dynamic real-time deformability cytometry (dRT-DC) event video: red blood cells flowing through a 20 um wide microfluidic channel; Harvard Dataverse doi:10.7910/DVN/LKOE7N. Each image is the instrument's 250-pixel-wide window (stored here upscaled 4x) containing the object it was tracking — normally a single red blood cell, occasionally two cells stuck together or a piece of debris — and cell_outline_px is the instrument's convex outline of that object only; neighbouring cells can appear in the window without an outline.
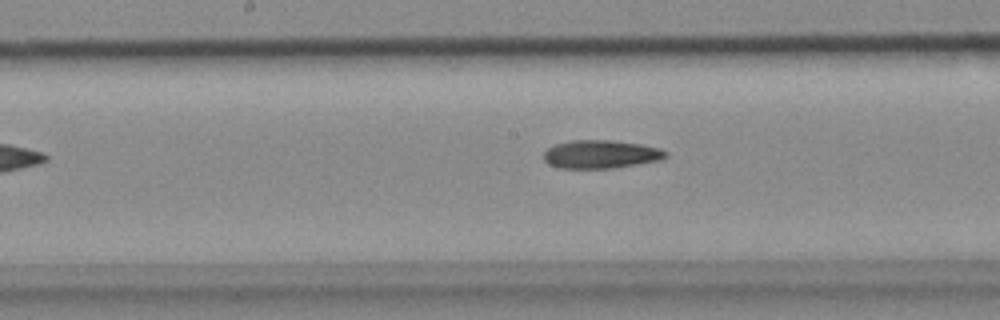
{"species": "common noctule bat (a hibernating species)", "species_latin": "Nyctalus noctula", "temperature_condition": "cold", "stored_images_in_passage": 16, "camera_frame_rate_fps": 3000, "um_per_image_px": 0.085, "animal": {"sex": "female", "body_mass_g": 18.4}, "frame": {"image": 1, "passage_image": 12, "time_ms": 3.667, "image_size_px": [1000, 320], "cell_outline_px": [[668, 156], [660, 160], [616, 168], [556, 168], [548, 164], [544, 160], [544, 152], [548, 148], [556, 144], [572, 140], [612, 140], [640, 144], [660, 148], [668, 152]], "centroid_in_image_um": [51.08, 13.12], "position_along_channel_um": 197.1, "area_um2": 20.23}}